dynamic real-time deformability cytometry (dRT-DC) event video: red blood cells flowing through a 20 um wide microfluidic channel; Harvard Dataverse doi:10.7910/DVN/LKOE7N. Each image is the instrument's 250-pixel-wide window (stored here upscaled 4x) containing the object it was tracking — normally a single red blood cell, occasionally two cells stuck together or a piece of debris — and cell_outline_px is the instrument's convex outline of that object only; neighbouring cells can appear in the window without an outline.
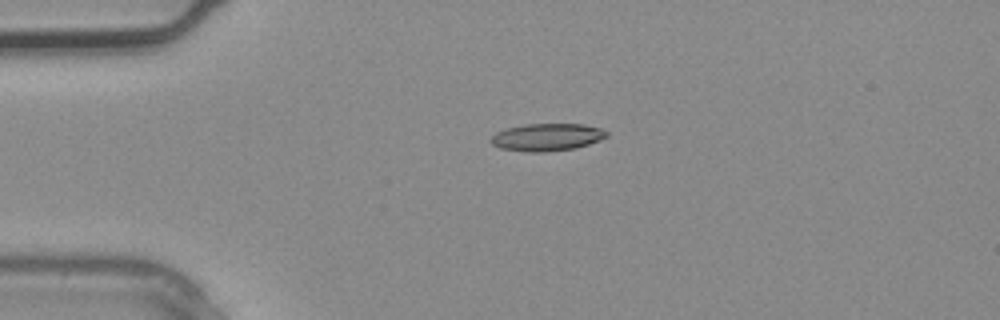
{"species": "common noctule bat (a hibernating species)", "species_latin": "Nyctalus noctula", "temperature_condition": "warm", "stored_images_in_passage": 3, "camera_frame_rate_fps": 3000, "um_per_image_px": 0.085, "animal": {"sex": "male", "body_mass_g": 20.4}, "frame": {"image": 1, "passage_image": 3, "time_ms": 0.667, "image_size_px": [1000, 320], "cell_outline_px": [[608, 136], [600, 140], [576, 148], [544, 152], [528, 152], [500, 148], [492, 144], [488, 140], [496, 132], [504, 128], [524, 124], [584, 124], [600, 128], [608, 132]], "centroid_in_image_um": [46.47, 11.65], "position_along_channel_um": 38.5, "area_um2": 18.67}}